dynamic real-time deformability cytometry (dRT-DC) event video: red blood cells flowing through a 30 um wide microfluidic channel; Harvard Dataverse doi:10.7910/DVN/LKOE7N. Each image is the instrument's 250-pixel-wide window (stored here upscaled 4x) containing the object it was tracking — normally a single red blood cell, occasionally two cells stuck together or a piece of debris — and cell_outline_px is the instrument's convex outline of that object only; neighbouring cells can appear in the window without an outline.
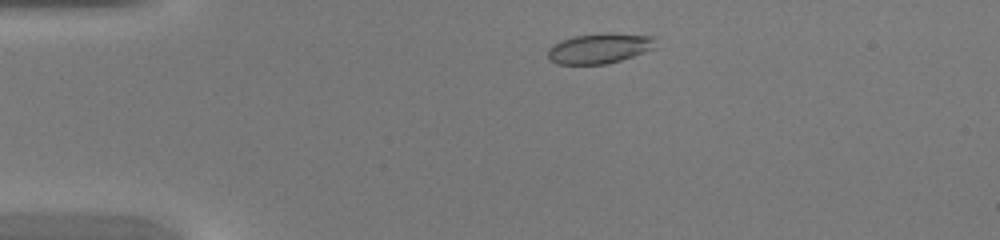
{"species": "common noctule bat (a hibernating species)", "species_latin": "Nyctalus noctula", "temperature_condition": "warm", "stored_images_in_passage": 37, "camera_frame_rate_fps": 3000, "um_per_image_px": 0.085, "animal": {"sex": "female", "body_mass_g": 20.0, "forearm_length_mm": 54.0}, "frame": {"image": 1, "passage_image": 2, "time_ms": 0.333, "image_size_px": [1000, 240], "cell_outline_px": [[656, 48], [608, 64], [556, 64], [548, 60], [548, 48], [552, 44], [560, 40], [576, 36], [604, 32], [656, 36]], "centroid_in_image_um": [50.96, 4.1], "position_along_channel_um": 34.0, "area_um2": 19.25}}
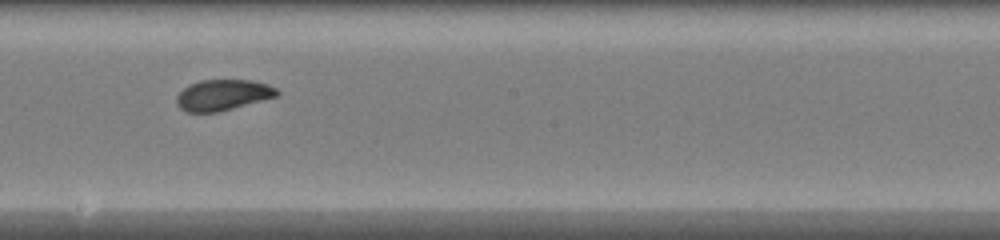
{"frame": {"image": 2, "passage_image": 18, "time_ms": 5.667, "image_size_px": [1000, 240], "cell_outline_px": [[280, 92], [276, 96], [220, 112], [184, 112], [176, 104], [176, 96], [184, 88], [200, 80], [252, 80], [268, 84], [276, 88]], "centroid_in_image_um": [18.93, 8.08], "position_along_channel_um": 229.3, "area_um2": 18.03}}
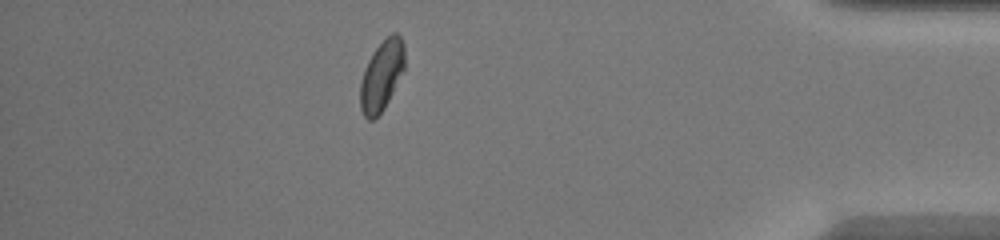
{"frame": {"image": 3, "passage_image": 32, "time_ms": 10.333, "image_size_px": [1000, 240], "cell_outline_px": [[404, 68], [384, 108], [372, 120], [368, 120], [364, 116], [360, 108], [360, 80], [364, 68], [372, 52], [392, 32], [396, 32], [400, 36], [404, 44]], "centroid_in_image_um": [32.42, 6.41], "position_along_channel_um": 402.8, "area_um2": 17.98}}